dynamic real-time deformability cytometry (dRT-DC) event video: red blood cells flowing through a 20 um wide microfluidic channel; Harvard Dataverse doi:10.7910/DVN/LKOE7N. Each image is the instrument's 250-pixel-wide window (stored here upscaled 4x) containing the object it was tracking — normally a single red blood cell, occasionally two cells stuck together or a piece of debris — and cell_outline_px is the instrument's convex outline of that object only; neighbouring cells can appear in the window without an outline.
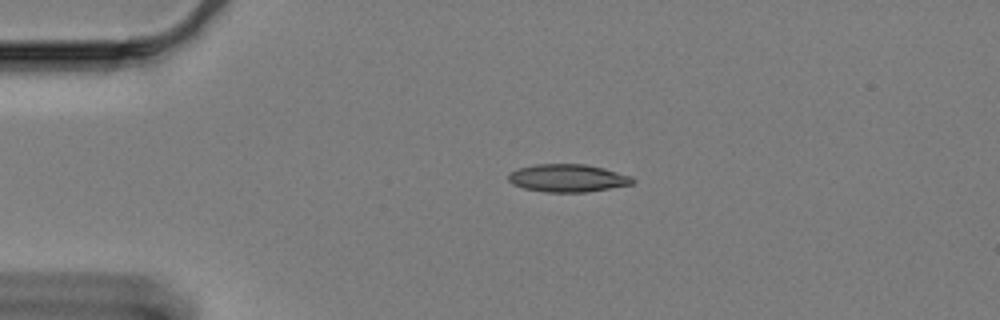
{"species": "Egyptian fruit bat (a non-hibernating species)", "species_latin": "Rousettus aegyptiacus", "temperature_condition": "cold", "stored_images_in_passage": 49, "camera_frame_rate_fps": 3000, "um_per_image_px": 0.085, "animal": {"sex": "female"}, "frame": {"image": 1, "passage_image": 1, "time_ms": 0.0, "image_size_px": [1000, 320], "cell_outline_px": [[636, 180], [632, 184], [588, 192], [544, 192], [524, 188], [512, 184], [508, 180], [508, 172], [520, 168], [536, 164], [584, 164], [604, 168], [632, 176]], "centroid_in_image_um": [48.25, 15.14], "position_along_channel_um": 36.7, "area_um2": 20.17}}
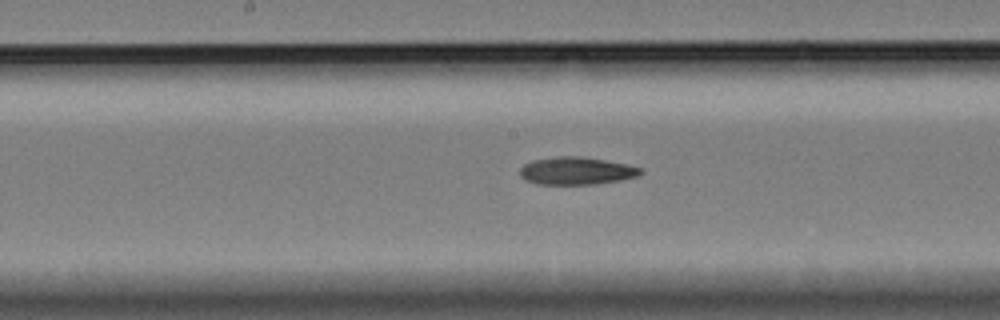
{"frame": {"image": 2, "passage_image": 19, "time_ms": 6.0, "image_size_px": [1000, 320], "cell_outline_px": [[644, 172], [640, 176], [620, 180], [592, 184], [536, 184], [524, 180], [520, 176], [520, 168], [524, 164], [532, 160], [556, 156], [584, 156], [628, 164], [644, 168]], "centroid_in_image_um": [49.02, 14.51], "position_along_channel_um": 199.2, "area_um2": 19.77}}
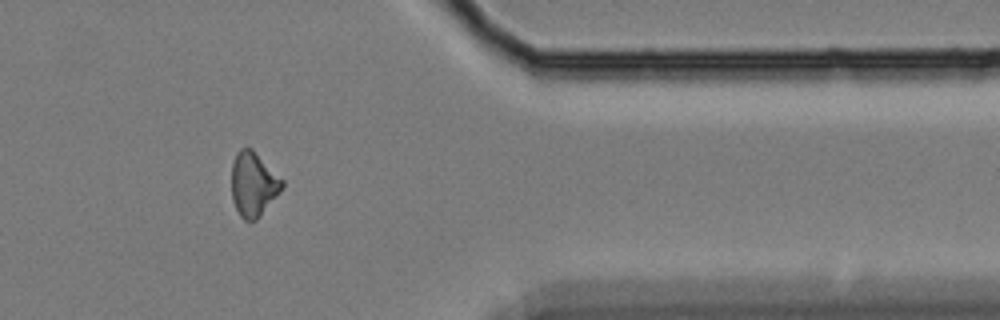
{"frame": {"image": 3, "passage_image": 38, "time_ms": 12.333, "image_size_px": [1000, 320], "cell_outline_px": [[284, 184], [260, 216], [256, 220], [244, 220], [240, 216], [232, 200], [232, 164], [236, 152], [240, 148], [252, 148], [284, 180]], "centroid_in_image_um": [21.52, 15.63], "position_along_channel_um": 389.9, "area_um2": 18.73}}